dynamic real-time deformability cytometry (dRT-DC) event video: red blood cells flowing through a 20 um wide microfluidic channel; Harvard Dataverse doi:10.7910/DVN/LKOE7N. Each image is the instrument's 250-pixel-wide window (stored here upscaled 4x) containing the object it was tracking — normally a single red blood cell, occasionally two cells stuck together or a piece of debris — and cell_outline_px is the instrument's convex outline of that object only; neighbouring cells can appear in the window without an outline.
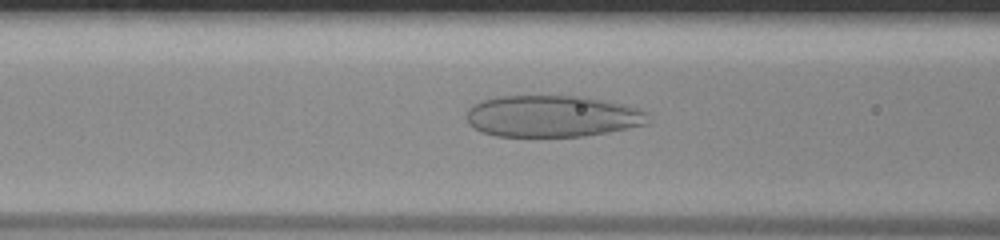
{"species": "human", "species_latin": "Homo sapiens", "temperature_condition": "room temperature", "stored_images_in_passage": 50, "camera_frame_rate_fps": 3000, "um_per_image_px": 0.085, "donor": {"sex": "male"}, "frame": {"image": 1, "passage_image": 21, "time_ms": 6.667, "image_size_px": [1000, 240], "cell_outline_px": [[652, 120], [648, 124], [608, 132], [584, 136], [496, 136], [480, 132], [472, 128], [468, 124], [464, 116], [468, 108], [472, 104], [480, 100], [500, 96], [584, 96], [624, 104], [648, 112]], "centroid_in_image_um": [46.92, 9.87], "position_along_channel_um": 119.7, "area_um2": 44.74}}
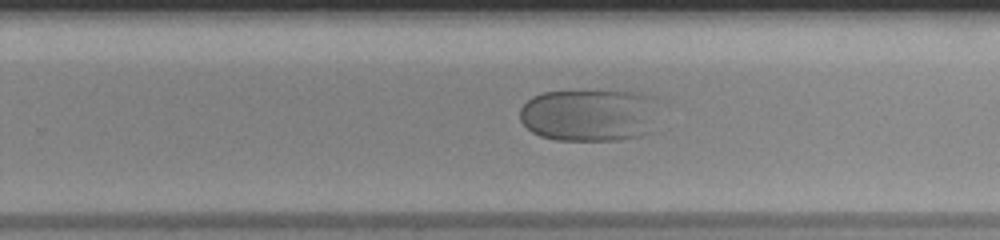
{"frame": {"image": 2, "passage_image": 33, "time_ms": 10.667, "image_size_px": [1000, 240], "cell_outline_px": [[656, 132], [640, 136], [616, 140], [556, 140], [540, 136], [532, 132], [520, 120], [520, 108], [532, 96], [544, 92], [640, 92], [656, 96]], "centroid_in_image_um": [50.17, 9.8], "position_along_channel_um": 279.6, "area_um2": 43.06}}
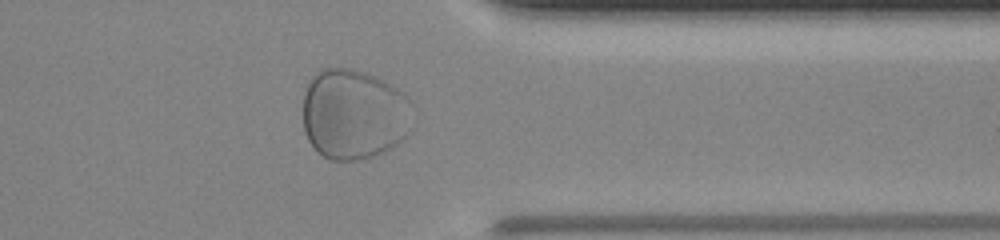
{"frame": {"image": 3, "passage_image": 41, "time_ms": 13.333, "image_size_px": [1000, 240], "cell_outline_px": [[412, 104], [404, 136], [396, 144], [384, 152], [360, 160], [332, 160], [324, 156], [308, 140], [304, 132], [304, 92], [308, 80], [320, 68], [348, 68], [364, 72], [384, 80], [396, 88]], "centroid_in_image_um": [30.02, 9.69], "position_along_channel_um": 381.4, "area_um2": 57.34}}